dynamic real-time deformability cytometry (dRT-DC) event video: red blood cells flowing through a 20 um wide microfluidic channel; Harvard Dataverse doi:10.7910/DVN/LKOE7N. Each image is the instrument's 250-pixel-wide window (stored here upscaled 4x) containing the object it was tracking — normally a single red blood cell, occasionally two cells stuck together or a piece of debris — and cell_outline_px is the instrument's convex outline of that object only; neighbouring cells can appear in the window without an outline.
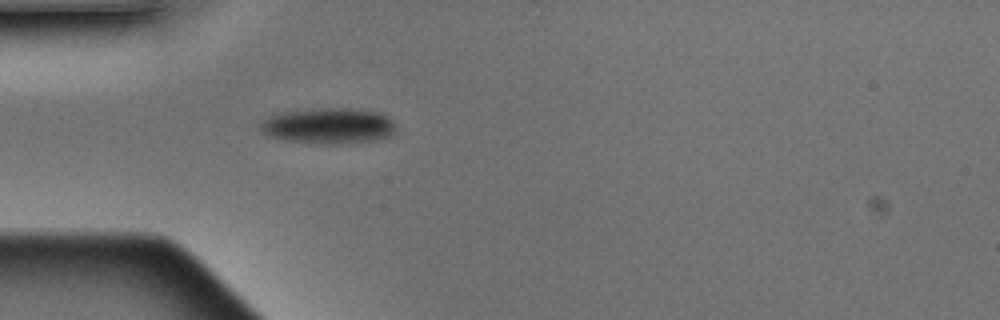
{"species": "Egyptian fruit bat (a non-hibernating species)", "species_latin": "Rousettus aegyptiacus", "temperature_condition": "warm", "stored_images_in_passage": 5, "camera_frame_rate_fps": 3000, "um_per_image_px": 0.085, "animal": {"sex": "male"}, "frame": {"image": 1, "passage_image": 2, "time_ms": 0.333, "image_size_px": [1000, 320], "cell_outline_px": [[396, 132], [380, 140], [332, 144], [324, 144], [288, 140], [268, 136], [260, 132], [260, 120], [272, 116], [288, 112], [324, 108], [348, 108], [380, 112], [392, 120], [396, 128]], "centroid_in_image_um": [27.96, 10.71], "position_along_channel_um": 57.0, "area_um2": 28.09}}